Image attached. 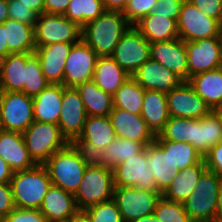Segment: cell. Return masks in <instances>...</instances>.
Instances as JSON below:
<instances>
[{
    "instance_id": "cell-1",
    "label": "cell",
    "mask_w": 222,
    "mask_h": 222,
    "mask_svg": "<svg viewBox=\"0 0 222 222\" xmlns=\"http://www.w3.org/2000/svg\"><path fill=\"white\" fill-rule=\"evenodd\" d=\"M132 25L120 11L105 10L81 28V39L98 57L111 56L116 45Z\"/></svg>"
},
{
    "instance_id": "cell-2",
    "label": "cell",
    "mask_w": 222,
    "mask_h": 222,
    "mask_svg": "<svg viewBox=\"0 0 222 222\" xmlns=\"http://www.w3.org/2000/svg\"><path fill=\"white\" fill-rule=\"evenodd\" d=\"M10 184L15 207L39 209L52 182L45 166L35 165L14 172Z\"/></svg>"
},
{
    "instance_id": "cell-3",
    "label": "cell",
    "mask_w": 222,
    "mask_h": 222,
    "mask_svg": "<svg viewBox=\"0 0 222 222\" xmlns=\"http://www.w3.org/2000/svg\"><path fill=\"white\" fill-rule=\"evenodd\" d=\"M43 165L48 171L52 184L73 195L87 168L70 143L53 153Z\"/></svg>"
},
{
    "instance_id": "cell-4",
    "label": "cell",
    "mask_w": 222,
    "mask_h": 222,
    "mask_svg": "<svg viewBox=\"0 0 222 222\" xmlns=\"http://www.w3.org/2000/svg\"><path fill=\"white\" fill-rule=\"evenodd\" d=\"M221 180L222 178L207 169L201 174L193 192L183 202L192 222H215Z\"/></svg>"
},
{
    "instance_id": "cell-5",
    "label": "cell",
    "mask_w": 222,
    "mask_h": 222,
    "mask_svg": "<svg viewBox=\"0 0 222 222\" xmlns=\"http://www.w3.org/2000/svg\"><path fill=\"white\" fill-rule=\"evenodd\" d=\"M114 187L112 169L105 166H87L74 194L78 208L84 210L94 204L112 200Z\"/></svg>"
},
{
    "instance_id": "cell-6",
    "label": "cell",
    "mask_w": 222,
    "mask_h": 222,
    "mask_svg": "<svg viewBox=\"0 0 222 222\" xmlns=\"http://www.w3.org/2000/svg\"><path fill=\"white\" fill-rule=\"evenodd\" d=\"M22 135L26 148L37 165H43L53 153L69 143L61 134L58 125L36 120Z\"/></svg>"
},
{
    "instance_id": "cell-7",
    "label": "cell",
    "mask_w": 222,
    "mask_h": 222,
    "mask_svg": "<svg viewBox=\"0 0 222 222\" xmlns=\"http://www.w3.org/2000/svg\"><path fill=\"white\" fill-rule=\"evenodd\" d=\"M36 47L54 43H78L81 27L64 15L42 13L34 25Z\"/></svg>"
},
{
    "instance_id": "cell-8",
    "label": "cell",
    "mask_w": 222,
    "mask_h": 222,
    "mask_svg": "<svg viewBox=\"0 0 222 222\" xmlns=\"http://www.w3.org/2000/svg\"><path fill=\"white\" fill-rule=\"evenodd\" d=\"M3 130L23 133L35 121L33 98L23 92H0Z\"/></svg>"
},
{
    "instance_id": "cell-9",
    "label": "cell",
    "mask_w": 222,
    "mask_h": 222,
    "mask_svg": "<svg viewBox=\"0 0 222 222\" xmlns=\"http://www.w3.org/2000/svg\"><path fill=\"white\" fill-rule=\"evenodd\" d=\"M179 38L188 41H197L211 37H222L221 24L207 17L191 2L185 0L177 20Z\"/></svg>"
},
{
    "instance_id": "cell-10",
    "label": "cell",
    "mask_w": 222,
    "mask_h": 222,
    "mask_svg": "<svg viewBox=\"0 0 222 222\" xmlns=\"http://www.w3.org/2000/svg\"><path fill=\"white\" fill-rule=\"evenodd\" d=\"M161 193L135 187H114L113 200L121 213L123 222L154 214Z\"/></svg>"
},
{
    "instance_id": "cell-11",
    "label": "cell",
    "mask_w": 222,
    "mask_h": 222,
    "mask_svg": "<svg viewBox=\"0 0 222 222\" xmlns=\"http://www.w3.org/2000/svg\"><path fill=\"white\" fill-rule=\"evenodd\" d=\"M111 57L132 77L150 58V42L131 26L116 45Z\"/></svg>"
},
{
    "instance_id": "cell-12",
    "label": "cell",
    "mask_w": 222,
    "mask_h": 222,
    "mask_svg": "<svg viewBox=\"0 0 222 222\" xmlns=\"http://www.w3.org/2000/svg\"><path fill=\"white\" fill-rule=\"evenodd\" d=\"M112 172L114 186L157 191L153 172L147 167V147L133 157L117 164Z\"/></svg>"
},
{
    "instance_id": "cell-13",
    "label": "cell",
    "mask_w": 222,
    "mask_h": 222,
    "mask_svg": "<svg viewBox=\"0 0 222 222\" xmlns=\"http://www.w3.org/2000/svg\"><path fill=\"white\" fill-rule=\"evenodd\" d=\"M190 77L222 67V37L185 42Z\"/></svg>"
},
{
    "instance_id": "cell-14",
    "label": "cell",
    "mask_w": 222,
    "mask_h": 222,
    "mask_svg": "<svg viewBox=\"0 0 222 222\" xmlns=\"http://www.w3.org/2000/svg\"><path fill=\"white\" fill-rule=\"evenodd\" d=\"M98 56L82 39L74 44L66 58L63 86L74 87L92 80Z\"/></svg>"
},
{
    "instance_id": "cell-15",
    "label": "cell",
    "mask_w": 222,
    "mask_h": 222,
    "mask_svg": "<svg viewBox=\"0 0 222 222\" xmlns=\"http://www.w3.org/2000/svg\"><path fill=\"white\" fill-rule=\"evenodd\" d=\"M87 116L79 91L74 87L64 86L61 113L57 125L68 142L82 133Z\"/></svg>"
},
{
    "instance_id": "cell-16",
    "label": "cell",
    "mask_w": 222,
    "mask_h": 222,
    "mask_svg": "<svg viewBox=\"0 0 222 222\" xmlns=\"http://www.w3.org/2000/svg\"><path fill=\"white\" fill-rule=\"evenodd\" d=\"M166 97L170 117L201 119L211 111L187 81L166 93Z\"/></svg>"
},
{
    "instance_id": "cell-17",
    "label": "cell",
    "mask_w": 222,
    "mask_h": 222,
    "mask_svg": "<svg viewBox=\"0 0 222 222\" xmlns=\"http://www.w3.org/2000/svg\"><path fill=\"white\" fill-rule=\"evenodd\" d=\"M109 117L118 138L137 141L146 147L156 140V135L139 114L113 107Z\"/></svg>"
},
{
    "instance_id": "cell-18",
    "label": "cell",
    "mask_w": 222,
    "mask_h": 222,
    "mask_svg": "<svg viewBox=\"0 0 222 222\" xmlns=\"http://www.w3.org/2000/svg\"><path fill=\"white\" fill-rule=\"evenodd\" d=\"M150 58L174 72L183 81H188V60L184 40L176 38L150 43Z\"/></svg>"
},
{
    "instance_id": "cell-19",
    "label": "cell",
    "mask_w": 222,
    "mask_h": 222,
    "mask_svg": "<svg viewBox=\"0 0 222 222\" xmlns=\"http://www.w3.org/2000/svg\"><path fill=\"white\" fill-rule=\"evenodd\" d=\"M147 167L153 172L156 190L162 194L179 173L170 159V141L155 140L147 146Z\"/></svg>"
},
{
    "instance_id": "cell-20",
    "label": "cell",
    "mask_w": 222,
    "mask_h": 222,
    "mask_svg": "<svg viewBox=\"0 0 222 222\" xmlns=\"http://www.w3.org/2000/svg\"><path fill=\"white\" fill-rule=\"evenodd\" d=\"M144 90L168 93L178 87L183 80L174 72L149 58L132 76Z\"/></svg>"
},
{
    "instance_id": "cell-21",
    "label": "cell",
    "mask_w": 222,
    "mask_h": 222,
    "mask_svg": "<svg viewBox=\"0 0 222 222\" xmlns=\"http://www.w3.org/2000/svg\"><path fill=\"white\" fill-rule=\"evenodd\" d=\"M222 141V120L211 110L201 119H191L189 143L204 156Z\"/></svg>"
},
{
    "instance_id": "cell-22",
    "label": "cell",
    "mask_w": 222,
    "mask_h": 222,
    "mask_svg": "<svg viewBox=\"0 0 222 222\" xmlns=\"http://www.w3.org/2000/svg\"><path fill=\"white\" fill-rule=\"evenodd\" d=\"M77 43H54L36 47L34 54L40 61L42 73L50 84L63 85L66 58Z\"/></svg>"
},
{
    "instance_id": "cell-23",
    "label": "cell",
    "mask_w": 222,
    "mask_h": 222,
    "mask_svg": "<svg viewBox=\"0 0 222 222\" xmlns=\"http://www.w3.org/2000/svg\"><path fill=\"white\" fill-rule=\"evenodd\" d=\"M39 210L47 222H67L80 209L73 194L52 184Z\"/></svg>"
},
{
    "instance_id": "cell-24",
    "label": "cell",
    "mask_w": 222,
    "mask_h": 222,
    "mask_svg": "<svg viewBox=\"0 0 222 222\" xmlns=\"http://www.w3.org/2000/svg\"><path fill=\"white\" fill-rule=\"evenodd\" d=\"M0 157L13 172L28 170L37 165L32 160L20 132L0 131Z\"/></svg>"
},
{
    "instance_id": "cell-25",
    "label": "cell",
    "mask_w": 222,
    "mask_h": 222,
    "mask_svg": "<svg viewBox=\"0 0 222 222\" xmlns=\"http://www.w3.org/2000/svg\"><path fill=\"white\" fill-rule=\"evenodd\" d=\"M63 85L49 84L33 97L34 119L39 122L58 124L61 113Z\"/></svg>"
},
{
    "instance_id": "cell-26",
    "label": "cell",
    "mask_w": 222,
    "mask_h": 222,
    "mask_svg": "<svg viewBox=\"0 0 222 222\" xmlns=\"http://www.w3.org/2000/svg\"><path fill=\"white\" fill-rule=\"evenodd\" d=\"M133 26L150 43L179 38L177 23L162 15L147 14Z\"/></svg>"
},
{
    "instance_id": "cell-27",
    "label": "cell",
    "mask_w": 222,
    "mask_h": 222,
    "mask_svg": "<svg viewBox=\"0 0 222 222\" xmlns=\"http://www.w3.org/2000/svg\"><path fill=\"white\" fill-rule=\"evenodd\" d=\"M187 82L211 110L222 102V67L196 74Z\"/></svg>"
},
{
    "instance_id": "cell-28",
    "label": "cell",
    "mask_w": 222,
    "mask_h": 222,
    "mask_svg": "<svg viewBox=\"0 0 222 222\" xmlns=\"http://www.w3.org/2000/svg\"><path fill=\"white\" fill-rule=\"evenodd\" d=\"M141 116L155 135L164 128L169 120L166 93L145 90Z\"/></svg>"
},
{
    "instance_id": "cell-29",
    "label": "cell",
    "mask_w": 222,
    "mask_h": 222,
    "mask_svg": "<svg viewBox=\"0 0 222 222\" xmlns=\"http://www.w3.org/2000/svg\"><path fill=\"white\" fill-rule=\"evenodd\" d=\"M129 78L111 56L98 57L92 80L101 90L113 96Z\"/></svg>"
},
{
    "instance_id": "cell-30",
    "label": "cell",
    "mask_w": 222,
    "mask_h": 222,
    "mask_svg": "<svg viewBox=\"0 0 222 222\" xmlns=\"http://www.w3.org/2000/svg\"><path fill=\"white\" fill-rule=\"evenodd\" d=\"M205 170L204 159L193 166L180 170L161 195L168 200L183 203L193 192L199 177Z\"/></svg>"
},
{
    "instance_id": "cell-31",
    "label": "cell",
    "mask_w": 222,
    "mask_h": 222,
    "mask_svg": "<svg viewBox=\"0 0 222 222\" xmlns=\"http://www.w3.org/2000/svg\"><path fill=\"white\" fill-rule=\"evenodd\" d=\"M34 53H10L0 75V92H23L26 61Z\"/></svg>"
},
{
    "instance_id": "cell-32",
    "label": "cell",
    "mask_w": 222,
    "mask_h": 222,
    "mask_svg": "<svg viewBox=\"0 0 222 222\" xmlns=\"http://www.w3.org/2000/svg\"><path fill=\"white\" fill-rule=\"evenodd\" d=\"M88 116H109L113 109V98L101 90L93 80L76 87Z\"/></svg>"
},
{
    "instance_id": "cell-33",
    "label": "cell",
    "mask_w": 222,
    "mask_h": 222,
    "mask_svg": "<svg viewBox=\"0 0 222 222\" xmlns=\"http://www.w3.org/2000/svg\"><path fill=\"white\" fill-rule=\"evenodd\" d=\"M2 25L5 28L8 50L11 53H34L36 49L34 26L13 19H6Z\"/></svg>"
},
{
    "instance_id": "cell-34",
    "label": "cell",
    "mask_w": 222,
    "mask_h": 222,
    "mask_svg": "<svg viewBox=\"0 0 222 222\" xmlns=\"http://www.w3.org/2000/svg\"><path fill=\"white\" fill-rule=\"evenodd\" d=\"M77 138L104 149L116 139V135L109 116H87L83 131Z\"/></svg>"
},
{
    "instance_id": "cell-35",
    "label": "cell",
    "mask_w": 222,
    "mask_h": 222,
    "mask_svg": "<svg viewBox=\"0 0 222 222\" xmlns=\"http://www.w3.org/2000/svg\"><path fill=\"white\" fill-rule=\"evenodd\" d=\"M145 90L130 77L112 96L113 107L141 115Z\"/></svg>"
},
{
    "instance_id": "cell-36",
    "label": "cell",
    "mask_w": 222,
    "mask_h": 222,
    "mask_svg": "<svg viewBox=\"0 0 222 222\" xmlns=\"http://www.w3.org/2000/svg\"><path fill=\"white\" fill-rule=\"evenodd\" d=\"M145 147L137 141L116 137L103 149L104 166L113 169L117 164L141 152Z\"/></svg>"
},
{
    "instance_id": "cell-37",
    "label": "cell",
    "mask_w": 222,
    "mask_h": 222,
    "mask_svg": "<svg viewBox=\"0 0 222 222\" xmlns=\"http://www.w3.org/2000/svg\"><path fill=\"white\" fill-rule=\"evenodd\" d=\"M104 11L105 8L101 0H70L64 16L82 28Z\"/></svg>"
},
{
    "instance_id": "cell-38",
    "label": "cell",
    "mask_w": 222,
    "mask_h": 222,
    "mask_svg": "<svg viewBox=\"0 0 222 222\" xmlns=\"http://www.w3.org/2000/svg\"><path fill=\"white\" fill-rule=\"evenodd\" d=\"M25 69L23 93L33 98L50 83L43 75L40 61L35 54L26 61Z\"/></svg>"
},
{
    "instance_id": "cell-39",
    "label": "cell",
    "mask_w": 222,
    "mask_h": 222,
    "mask_svg": "<svg viewBox=\"0 0 222 222\" xmlns=\"http://www.w3.org/2000/svg\"><path fill=\"white\" fill-rule=\"evenodd\" d=\"M170 159L173 168L180 170L203 160V156L190 143L170 141Z\"/></svg>"
},
{
    "instance_id": "cell-40",
    "label": "cell",
    "mask_w": 222,
    "mask_h": 222,
    "mask_svg": "<svg viewBox=\"0 0 222 222\" xmlns=\"http://www.w3.org/2000/svg\"><path fill=\"white\" fill-rule=\"evenodd\" d=\"M190 125V118L169 117L164 128L156 135V141L189 143Z\"/></svg>"
},
{
    "instance_id": "cell-41",
    "label": "cell",
    "mask_w": 222,
    "mask_h": 222,
    "mask_svg": "<svg viewBox=\"0 0 222 222\" xmlns=\"http://www.w3.org/2000/svg\"><path fill=\"white\" fill-rule=\"evenodd\" d=\"M154 214L159 222H192L183 203L168 200L162 195L157 201Z\"/></svg>"
},
{
    "instance_id": "cell-42",
    "label": "cell",
    "mask_w": 222,
    "mask_h": 222,
    "mask_svg": "<svg viewBox=\"0 0 222 222\" xmlns=\"http://www.w3.org/2000/svg\"><path fill=\"white\" fill-rule=\"evenodd\" d=\"M84 211L92 222H123L121 213L113 199L89 206Z\"/></svg>"
},
{
    "instance_id": "cell-43",
    "label": "cell",
    "mask_w": 222,
    "mask_h": 222,
    "mask_svg": "<svg viewBox=\"0 0 222 222\" xmlns=\"http://www.w3.org/2000/svg\"><path fill=\"white\" fill-rule=\"evenodd\" d=\"M86 166H104L103 149L77 137L69 142Z\"/></svg>"
},
{
    "instance_id": "cell-44",
    "label": "cell",
    "mask_w": 222,
    "mask_h": 222,
    "mask_svg": "<svg viewBox=\"0 0 222 222\" xmlns=\"http://www.w3.org/2000/svg\"><path fill=\"white\" fill-rule=\"evenodd\" d=\"M156 1L157 0H128L127 6L122 13L133 26L141 18L152 12L156 6Z\"/></svg>"
},
{
    "instance_id": "cell-45",
    "label": "cell",
    "mask_w": 222,
    "mask_h": 222,
    "mask_svg": "<svg viewBox=\"0 0 222 222\" xmlns=\"http://www.w3.org/2000/svg\"><path fill=\"white\" fill-rule=\"evenodd\" d=\"M8 19L34 26L38 15L27 8L20 0H8Z\"/></svg>"
},
{
    "instance_id": "cell-46",
    "label": "cell",
    "mask_w": 222,
    "mask_h": 222,
    "mask_svg": "<svg viewBox=\"0 0 222 222\" xmlns=\"http://www.w3.org/2000/svg\"><path fill=\"white\" fill-rule=\"evenodd\" d=\"M4 222H47L39 209L17 208L11 211Z\"/></svg>"
},
{
    "instance_id": "cell-47",
    "label": "cell",
    "mask_w": 222,
    "mask_h": 222,
    "mask_svg": "<svg viewBox=\"0 0 222 222\" xmlns=\"http://www.w3.org/2000/svg\"><path fill=\"white\" fill-rule=\"evenodd\" d=\"M184 1L185 0H157L156 6L151 13L165 16L177 23Z\"/></svg>"
},
{
    "instance_id": "cell-48",
    "label": "cell",
    "mask_w": 222,
    "mask_h": 222,
    "mask_svg": "<svg viewBox=\"0 0 222 222\" xmlns=\"http://www.w3.org/2000/svg\"><path fill=\"white\" fill-rule=\"evenodd\" d=\"M207 17L217 20L222 25V0H188Z\"/></svg>"
},
{
    "instance_id": "cell-49",
    "label": "cell",
    "mask_w": 222,
    "mask_h": 222,
    "mask_svg": "<svg viewBox=\"0 0 222 222\" xmlns=\"http://www.w3.org/2000/svg\"><path fill=\"white\" fill-rule=\"evenodd\" d=\"M206 169L222 178V141L212 147L204 156Z\"/></svg>"
},
{
    "instance_id": "cell-50",
    "label": "cell",
    "mask_w": 222,
    "mask_h": 222,
    "mask_svg": "<svg viewBox=\"0 0 222 222\" xmlns=\"http://www.w3.org/2000/svg\"><path fill=\"white\" fill-rule=\"evenodd\" d=\"M15 209L10 183H0V218L3 220Z\"/></svg>"
},
{
    "instance_id": "cell-51",
    "label": "cell",
    "mask_w": 222,
    "mask_h": 222,
    "mask_svg": "<svg viewBox=\"0 0 222 222\" xmlns=\"http://www.w3.org/2000/svg\"><path fill=\"white\" fill-rule=\"evenodd\" d=\"M70 0H44V13L65 15Z\"/></svg>"
},
{
    "instance_id": "cell-52",
    "label": "cell",
    "mask_w": 222,
    "mask_h": 222,
    "mask_svg": "<svg viewBox=\"0 0 222 222\" xmlns=\"http://www.w3.org/2000/svg\"><path fill=\"white\" fill-rule=\"evenodd\" d=\"M105 10L123 12L127 6L128 0H101Z\"/></svg>"
},
{
    "instance_id": "cell-53",
    "label": "cell",
    "mask_w": 222,
    "mask_h": 222,
    "mask_svg": "<svg viewBox=\"0 0 222 222\" xmlns=\"http://www.w3.org/2000/svg\"><path fill=\"white\" fill-rule=\"evenodd\" d=\"M13 173L10 166L0 157V183H10Z\"/></svg>"
},
{
    "instance_id": "cell-54",
    "label": "cell",
    "mask_w": 222,
    "mask_h": 222,
    "mask_svg": "<svg viewBox=\"0 0 222 222\" xmlns=\"http://www.w3.org/2000/svg\"><path fill=\"white\" fill-rule=\"evenodd\" d=\"M22 4L34 11L38 16L44 13V0H20Z\"/></svg>"
},
{
    "instance_id": "cell-55",
    "label": "cell",
    "mask_w": 222,
    "mask_h": 222,
    "mask_svg": "<svg viewBox=\"0 0 222 222\" xmlns=\"http://www.w3.org/2000/svg\"><path fill=\"white\" fill-rule=\"evenodd\" d=\"M215 222H222V180L217 193V208L215 214Z\"/></svg>"
},
{
    "instance_id": "cell-56",
    "label": "cell",
    "mask_w": 222,
    "mask_h": 222,
    "mask_svg": "<svg viewBox=\"0 0 222 222\" xmlns=\"http://www.w3.org/2000/svg\"><path fill=\"white\" fill-rule=\"evenodd\" d=\"M0 53L5 54L6 56L11 52L8 50V44L5 36V28L0 24Z\"/></svg>"
},
{
    "instance_id": "cell-57",
    "label": "cell",
    "mask_w": 222,
    "mask_h": 222,
    "mask_svg": "<svg viewBox=\"0 0 222 222\" xmlns=\"http://www.w3.org/2000/svg\"><path fill=\"white\" fill-rule=\"evenodd\" d=\"M67 222H92L84 210H79Z\"/></svg>"
},
{
    "instance_id": "cell-58",
    "label": "cell",
    "mask_w": 222,
    "mask_h": 222,
    "mask_svg": "<svg viewBox=\"0 0 222 222\" xmlns=\"http://www.w3.org/2000/svg\"><path fill=\"white\" fill-rule=\"evenodd\" d=\"M8 0H0V24L8 19Z\"/></svg>"
},
{
    "instance_id": "cell-59",
    "label": "cell",
    "mask_w": 222,
    "mask_h": 222,
    "mask_svg": "<svg viewBox=\"0 0 222 222\" xmlns=\"http://www.w3.org/2000/svg\"><path fill=\"white\" fill-rule=\"evenodd\" d=\"M130 222H159L155 214L145 215L144 217H140L138 219H134Z\"/></svg>"
},
{
    "instance_id": "cell-60",
    "label": "cell",
    "mask_w": 222,
    "mask_h": 222,
    "mask_svg": "<svg viewBox=\"0 0 222 222\" xmlns=\"http://www.w3.org/2000/svg\"><path fill=\"white\" fill-rule=\"evenodd\" d=\"M5 60H6V55L0 53V75L2 73L4 66H5Z\"/></svg>"
},
{
    "instance_id": "cell-61",
    "label": "cell",
    "mask_w": 222,
    "mask_h": 222,
    "mask_svg": "<svg viewBox=\"0 0 222 222\" xmlns=\"http://www.w3.org/2000/svg\"><path fill=\"white\" fill-rule=\"evenodd\" d=\"M222 120V102L213 110Z\"/></svg>"
},
{
    "instance_id": "cell-62",
    "label": "cell",
    "mask_w": 222,
    "mask_h": 222,
    "mask_svg": "<svg viewBox=\"0 0 222 222\" xmlns=\"http://www.w3.org/2000/svg\"><path fill=\"white\" fill-rule=\"evenodd\" d=\"M3 130V127H2V123H1V117H0V131Z\"/></svg>"
}]
</instances>
